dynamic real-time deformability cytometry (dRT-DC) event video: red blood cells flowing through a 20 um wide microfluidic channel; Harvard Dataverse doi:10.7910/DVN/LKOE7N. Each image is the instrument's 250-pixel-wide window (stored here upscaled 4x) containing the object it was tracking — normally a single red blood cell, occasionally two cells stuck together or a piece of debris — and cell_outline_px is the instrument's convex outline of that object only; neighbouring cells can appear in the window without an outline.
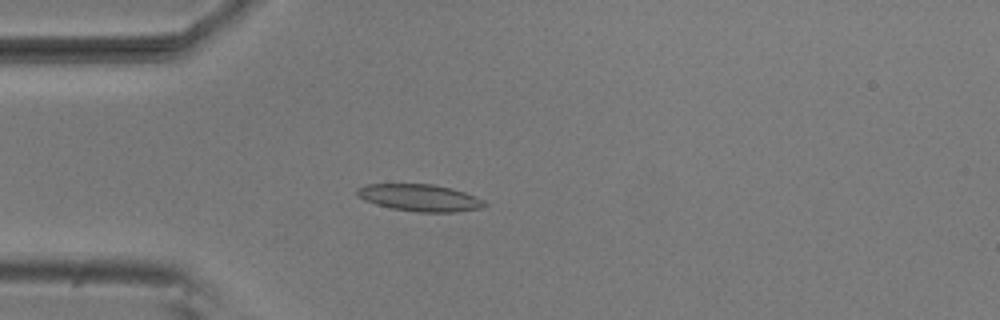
{"species": "common noctule bat (a hibernating species)", "species_latin": "Nyctalus noctula", "temperature_condition": "room temperature", "stored_images_in_passage": 5, "camera_frame_rate_fps": 3000, "um_per_image_px": 0.085, "animal": {"sex": "male", "body_mass_g": 20.5, "forearm_length_mm": 52.5}, "frame": {"image": 1, "passage_image": 5, "time_ms": 1.333, "image_size_px": [1000, 320], "cell_outline_px": [[488, 204], [480, 208], [456, 212], [420, 212], [392, 208], [376, 204], [364, 200], [356, 196], [356, 188], [364, 184], [432, 184], [452, 188], [464, 192], [484, 200]], "centroid_in_image_um": [35.65, 16.8], "position_along_channel_um": 49.3, "area_um2": 20.06}}